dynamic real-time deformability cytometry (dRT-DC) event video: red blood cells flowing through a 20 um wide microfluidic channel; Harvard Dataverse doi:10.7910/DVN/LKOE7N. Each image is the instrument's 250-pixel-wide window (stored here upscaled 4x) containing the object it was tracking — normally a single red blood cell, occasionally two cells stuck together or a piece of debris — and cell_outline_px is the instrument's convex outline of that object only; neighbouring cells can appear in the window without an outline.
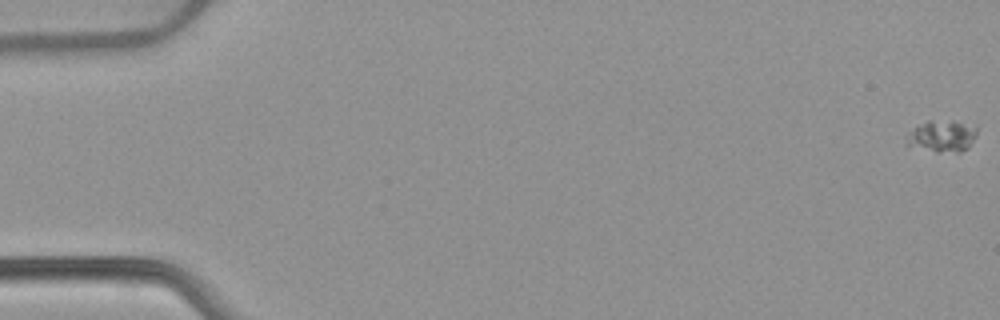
{"species": "common noctule bat (a hibernating species)", "species_latin": "Nyctalus noctula", "temperature_condition": "warm", "stored_images_in_passage": 56, "camera_frame_rate_fps": 3000, "um_per_image_px": 0.085, "animal": {"sex": "female", "body_mass_g": 22.7, "forearm_length_mm": 54.2}, "frame": {"image": 1, "passage_image": 1, "time_ms": 0.0, "image_size_px": [1000, 320], "cell_outline_px": [[976, 136], [968, 148], [960, 152], [936, 152], [908, 144], [908, 140], [912, 128], [928, 120], [952, 120], [976, 128]], "centroid_in_image_um": [80.11, 11.56], "position_along_channel_um": 4.9, "area_um2": 12.66}}
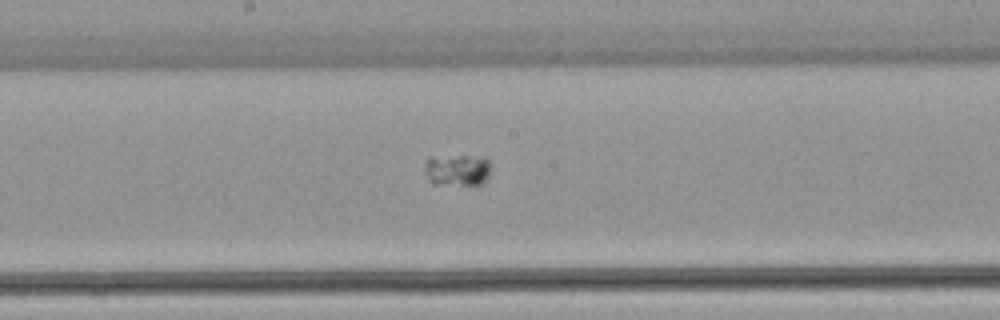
{"frame": {"image": 2, "passage_image": 31, "time_ms": 10.0, "image_size_px": [1000, 320], "cell_outline_px": [[488, 176], [484, 184], [476, 188], [432, 184], [428, 180], [424, 172], [424, 164], [428, 156], [484, 156], [488, 160]], "centroid_in_image_um": [38.84, 14.51], "position_along_channel_um": 209.4, "area_um2": 13.12}}
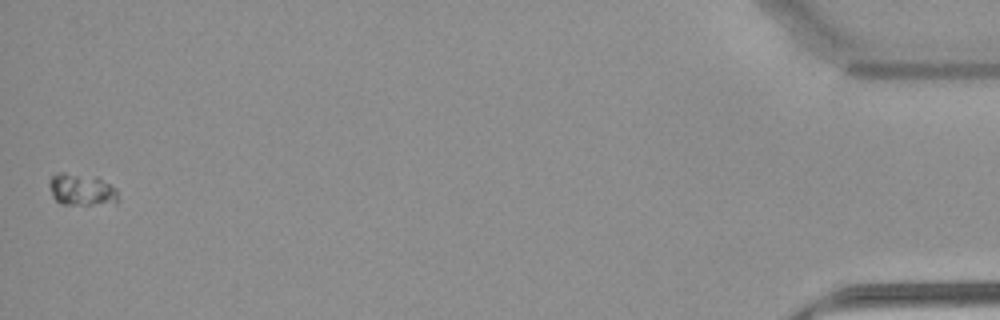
{"frame": {"image": 3, "passage_image": 56, "time_ms": 18.333, "image_size_px": [1000, 320], "cell_outline_px": [[116, 204], [60, 204], [52, 196], [48, 184], [52, 176], [60, 172], [64, 172], [96, 176], [116, 188]], "centroid_in_image_um": [6.91, 16.11], "position_along_channel_um": 428.3, "area_um2": 12.83}}